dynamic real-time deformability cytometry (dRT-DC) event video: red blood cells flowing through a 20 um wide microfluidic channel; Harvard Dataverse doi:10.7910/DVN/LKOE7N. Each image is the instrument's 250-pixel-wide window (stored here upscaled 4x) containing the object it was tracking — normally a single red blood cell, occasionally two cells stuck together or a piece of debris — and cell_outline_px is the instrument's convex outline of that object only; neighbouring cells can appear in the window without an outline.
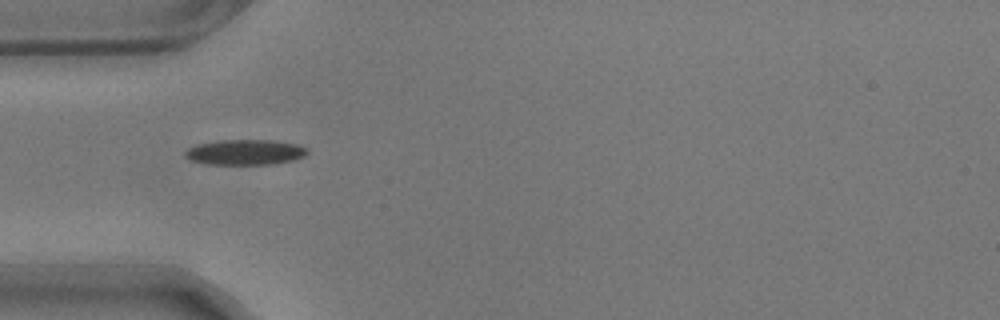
{"species": "common noctule bat (a hibernating species)", "species_latin": "Nyctalus noctula", "temperature_condition": "warm", "stored_images_in_passage": 41, "camera_frame_rate_fps": 3000, "um_per_image_px": 0.085, "animal": {"sex": "male", "body_mass_g": 17.9}, "frame": {"image": 1, "passage_image": 1, "time_ms": 0.0, "image_size_px": [1000, 320], "cell_outline_px": [[308, 152], [304, 156], [292, 160], [272, 164], [208, 164], [192, 160], [184, 156], [184, 152], [188, 148], [196, 144], [220, 140], [272, 140], [296, 144], [308, 148]], "centroid_in_image_um": [20.83, 12.93], "position_along_channel_um": 64.2, "area_um2": 17.98}}
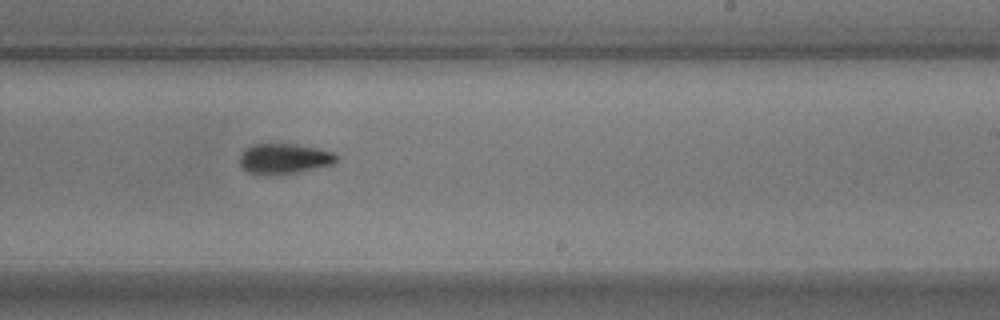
{"frame": {"image": 2, "passage_image": 18, "time_ms": 5.667, "image_size_px": [1000, 320], "cell_outline_px": [[336, 160], [332, 164], [296, 172], [264, 176], [248, 172], [240, 164], [240, 152], [244, 148], [252, 144], [288, 144], [316, 148], [336, 152]], "centroid_in_image_um": [24.09, 13.49], "position_along_channel_um": 264.9, "area_um2": 16.99}}
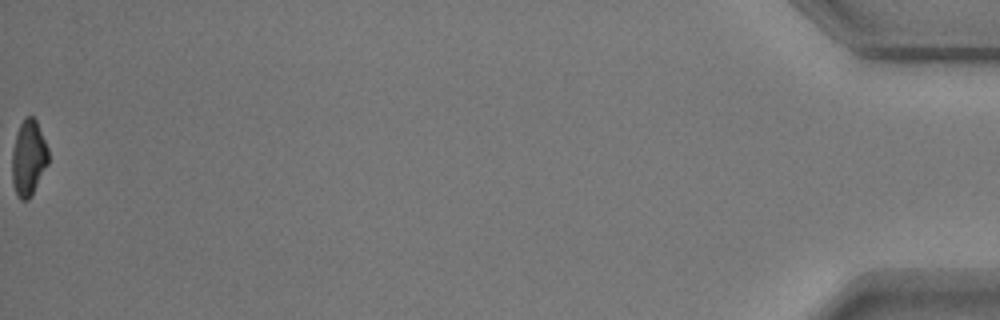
{"frame": {"image": 3, "passage_image": 41, "time_ms": 13.333, "image_size_px": [1000, 320], "cell_outline_px": [[48, 164], [28, 200], [20, 200], [16, 196], [12, 184], [12, 148], [16, 132], [24, 116], [32, 116], [36, 120], [48, 148]], "centroid_in_image_um": [2.4, 13.42], "position_along_channel_um": 432.8, "area_um2": 16.13}, "authors_computed_cell_mechanics": {"area_um2": 17.1088, "velocity_mm_per_s": 3.5431, "shape_relaxation_time_tau1_ms": 3.9953, "shape_relaxation_time_tau2_ms": null, "deformation_change_tau1": 0.1667, "deformation_change_tau2": null}}